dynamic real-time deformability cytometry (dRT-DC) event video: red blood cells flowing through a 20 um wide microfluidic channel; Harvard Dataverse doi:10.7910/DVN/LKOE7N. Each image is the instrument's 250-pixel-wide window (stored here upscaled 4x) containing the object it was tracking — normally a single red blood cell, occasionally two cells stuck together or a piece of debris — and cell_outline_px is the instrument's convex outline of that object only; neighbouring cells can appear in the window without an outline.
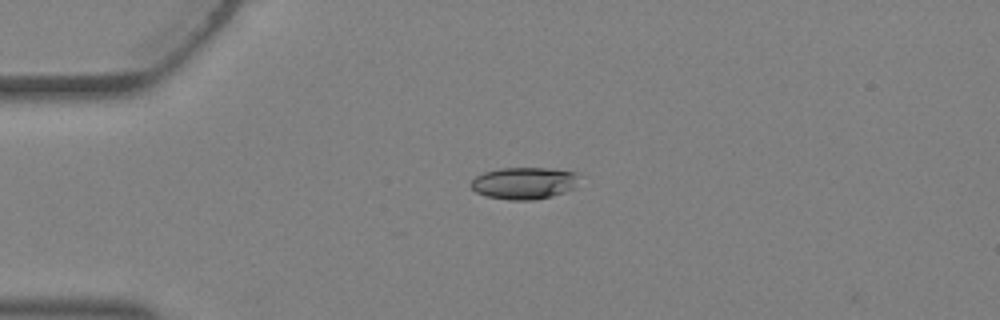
{"species": "Egyptian fruit bat (a non-hibernating species)", "species_latin": "Rousettus aegyptiacus", "temperature_condition": "warm", "stored_images_in_passage": 4, "camera_frame_rate_fps": 3000, "um_per_image_px": 0.085, "animal": {"sex": "female"}, "frame": {"image": 1, "passage_image": 3, "time_ms": 0.667, "image_size_px": [1000, 320], "cell_outline_px": [[576, 176], [572, 188], [564, 192], [552, 196], [536, 200], [508, 200], [484, 196], [476, 192], [472, 188], [472, 180], [476, 176], [484, 172], [500, 168], [548, 168], [576, 172]], "centroid_in_image_um": [44.48, 15.57], "position_along_channel_um": 40.5, "area_um2": 19.94}}